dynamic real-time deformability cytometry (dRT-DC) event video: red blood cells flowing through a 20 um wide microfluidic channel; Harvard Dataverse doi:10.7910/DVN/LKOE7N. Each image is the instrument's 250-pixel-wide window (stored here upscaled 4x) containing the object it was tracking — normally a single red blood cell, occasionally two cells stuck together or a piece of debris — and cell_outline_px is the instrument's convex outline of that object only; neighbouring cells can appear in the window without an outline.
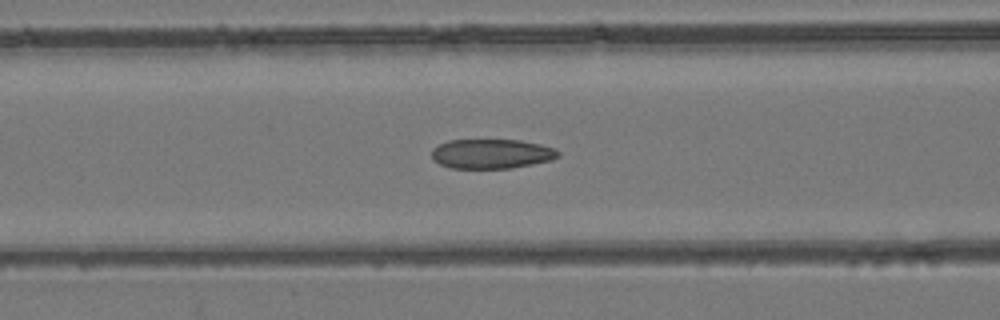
{"species": "common noctule bat (a hibernating species)", "species_latin": "Nyctalus noctula", "temperature_condition": "room temperature", "stored_images_in_passage": 38, "camera_frame_rate_fps": 3000, "um_per_image_px": 0.085, "animal": {"sex": "female", "body_mass_g": 24.6, "forearm_length_mm": 56.2}, "frame": {"image": 1, "passage_image": 7, "time_ms": 2.0, "image_size_px": [1000, 320], "cell_outline_px": [[560, 156], [552, 160], [512, 168], [452, 168], [440, 164], [432, 160], [432, 148], [448, 140], [520, 140], [540, 144], [556, 148], [560, 152]], "centroid_in_image_um": [41.8, 13.07], "position_along_channel_um": 124.8, "area_um2": 21.91}}
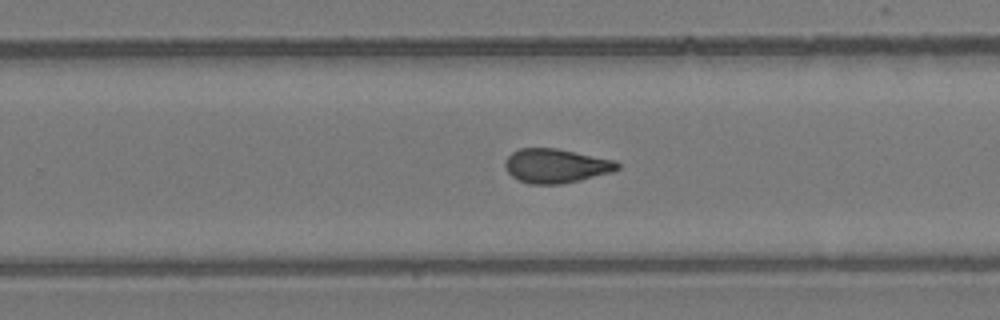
{"frame": {"image": 2, "passage_image": 19, "time_ms": 6.0, "image_size_px": [1000, 320], "cell_outline_px": [[620, 168], [612, 172], [580, 180], [560, 184], [528, 184], [512, 176], [508, 172], [504, 164], [508, 156], [512, 152], [520, 148], [556, 148], [616, 160], [620, 164]], "centroid_in_image_um": [47.27, 14.09], "position_along_channel_um": 282.5, "area_um2": 22.37}}
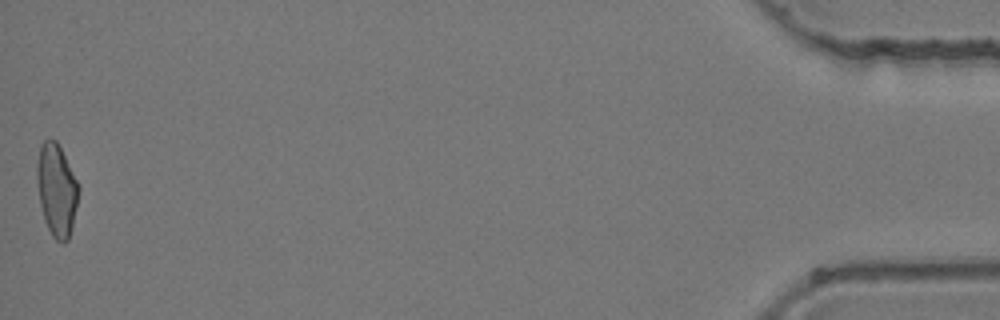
{"frame": {"image": 3, "passage_image": 38, "time_ms": 12.333, "image_size_px": [1000, 320], "cell_outline_px": [[80, 188], [72, 228], [68, 240], [64, 244], [56, 240], [52, 236], [44, 220], [40, 204], [36, 180], [36, 164], [40, 144], [44, 140], [56, 140], [80, 184]], "centroid_in_image_um": [4.81, 16.15], "position_along_channel_um": 430.4, "area_um2": 22.72}, "authors_computed_cell_mechanics": {"area_um2": 22.3686, "velocity_mm_per_s": 3.9521, "shape_relaxation_time_tau1_ms": null, "shape_relaxation_time_tau2_ms": 1.9366, "deformation_change_tau1": null, "deformation_change_tau2": 0.0822}}